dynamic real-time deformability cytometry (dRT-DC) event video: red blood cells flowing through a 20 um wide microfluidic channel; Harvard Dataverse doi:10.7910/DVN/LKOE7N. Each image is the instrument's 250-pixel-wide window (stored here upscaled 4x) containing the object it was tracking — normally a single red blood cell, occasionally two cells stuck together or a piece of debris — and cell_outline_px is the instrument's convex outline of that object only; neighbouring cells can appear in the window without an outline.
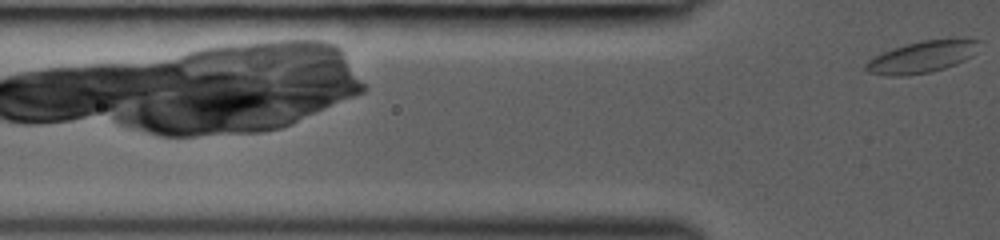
{"species": "common noctule bat (a hibernating species)", "species_latin": "Nyctalus noctula", "temperature_condition": "room temperature", "stored_images_in_passage": 4, "camera_frame_rate_fps": 3000, "um_per_image_px": 0.085, "animal": {"sex": "female", "body_mass_g": 19.0, "forearm_length_mm": 53.3}, "frame": {"image": 1, "passage_image": 4, "time_ms": 1.0, "image_size_px": [1000, 240], "cell_outline_px": [[980, 40], [972, 56], [956, 64], [944, 68], [928, 72], [904, 76], [892, 76], [868, 72], [864, 68], [864, 64], [868, 60], [892, 48], [904, 44], [920, 40], [956, 36]], "centroid_in_image_um": [78.4, 4.79], "position_along_channel_um": 47.4, "area_um2": 21.33}}